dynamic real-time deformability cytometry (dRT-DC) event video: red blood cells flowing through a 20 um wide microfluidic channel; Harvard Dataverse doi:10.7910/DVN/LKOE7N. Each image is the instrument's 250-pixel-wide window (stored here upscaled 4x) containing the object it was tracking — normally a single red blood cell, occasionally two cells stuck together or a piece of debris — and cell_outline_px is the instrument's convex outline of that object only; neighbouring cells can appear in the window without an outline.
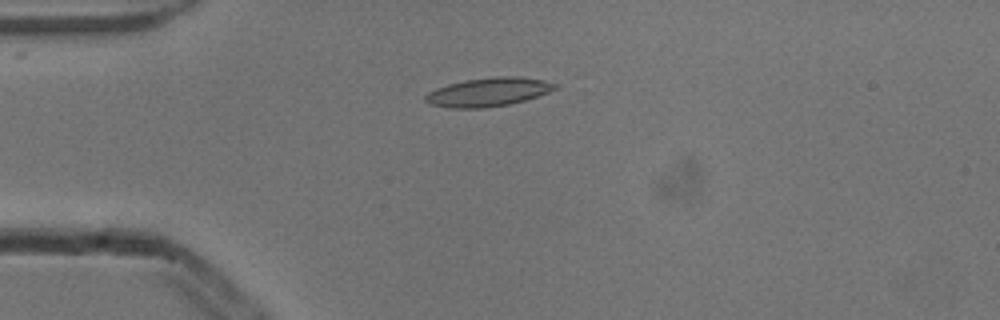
{"species": "common noctule bat (a hibernating species)", "species_latin": "Nyctalus noctula", "temperature_condition": "cold", "stored_images_in_passage": 6, "camera_frame_rate_fps": 3000, "um_per_image_px": 0.085, "animal": {"sex": "male", "body_mass_g": 13.3}, "frame": {"image": 1, "passage_image": 3, "time_ms": 0.667, "image_size_px": [1000, 320], "cell_outline_px": [[556, 88], [548, 92], [512, 104], [484, 108], [448, 108], [428, 104], [424, 100], [424, 96], [428, 92], [436, 88], [448, 84], [464, 80], [496, 76], [516, 76], [544, 80], [556, 84]], "centroid_in_image_um": [41.45, 7.83], "position_along_channel_um": 43.6, "area_um2": 21.73}}
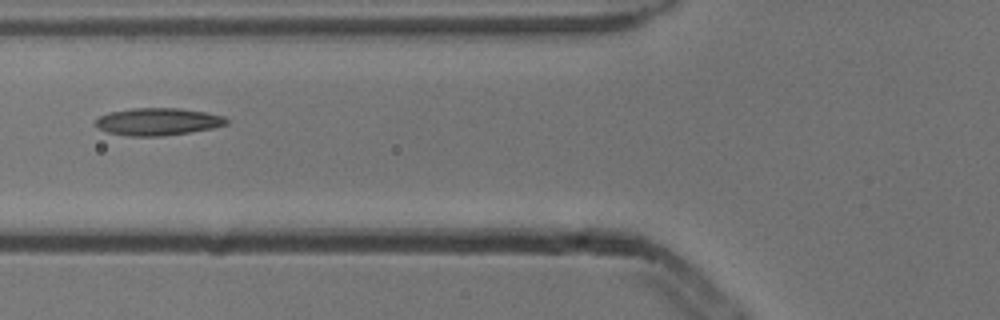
{"frame": {"image": 2, "passage_image": 5, "time_ms": 1.333, "image_size_px": [1000, 320], "cell_outline_px": [[228, 124], [212, 128], [188, 132], [160, 136], [124, 136], [108, 132], [100, 128], [96, 124], [96, 120], [100, 116], [108, 112], [132, 108], [180, 108], [208, 112], [224, 116], [228, 120]], "centroid_in_image_um": [13.44, 10.33], "position_along_channel_um": 112.4, "area_um2": 20.87}}
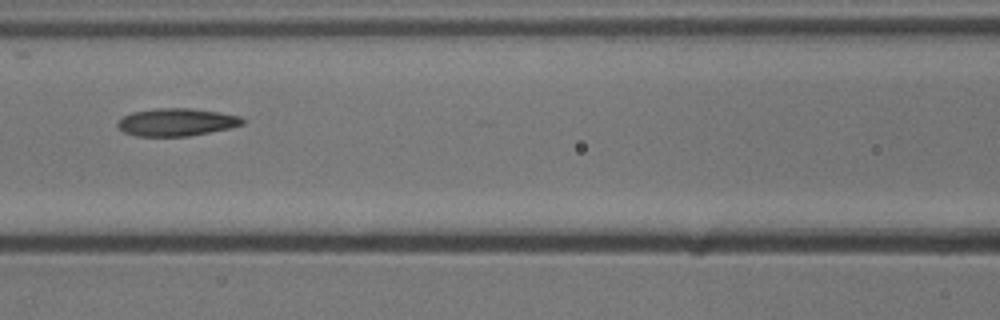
{"frame": {"image": 3, "passage_image": 6, "time_ms": 1.667, "image_size_px": [1000, 320], "cell_outline_px": [[244, 124], [228, 128], [188, 136], [136, 136], [124, 132], [116, 124], [124, 116], [132, 112], [156, 108], [192, 108], [220, 112], [240, 116], [244, 120]], "centroid_in_image_um": [15.01, 10.37], "position_along_channel_um": 151.6, "area_um2": 20.0}}